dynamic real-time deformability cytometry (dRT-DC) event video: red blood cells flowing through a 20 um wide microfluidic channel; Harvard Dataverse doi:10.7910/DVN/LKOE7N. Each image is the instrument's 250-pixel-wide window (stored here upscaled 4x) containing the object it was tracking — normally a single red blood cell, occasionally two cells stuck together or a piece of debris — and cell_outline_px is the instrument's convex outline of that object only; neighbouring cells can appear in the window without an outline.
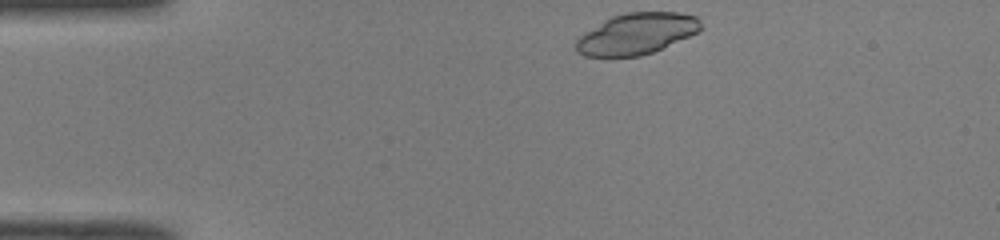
{"species": "common noctule bat (a hibernating species)", "species_latin": "Nyctalus noctula", "temperature_condition": "room temperature", "stored_images_in_passage": 41, "camera_frame_rate_fps": 3000, "um_per_image_px": 0.085, "animal": {"sex": "male", "body_mass_g": 19.0, "forearm_length_mm": 50.8}, "frame": {"image": 1, "passage_image": 1, "time_ms": 0.0, "image_size_px": [1000, 240], "cell_outline_px": [[704, 28], [688, 36], [652, 52], [640, 56], [584, 56], [576, 52], [576, 40], [580, 36], [604, 20], [612, 16], [628, 12], [680, 12], [696, 16], [700, 20]], "centroid_in_image_um": [54.12, 2.86], "position_along_channel_um": 30.9, "area_um2": 29.65}}